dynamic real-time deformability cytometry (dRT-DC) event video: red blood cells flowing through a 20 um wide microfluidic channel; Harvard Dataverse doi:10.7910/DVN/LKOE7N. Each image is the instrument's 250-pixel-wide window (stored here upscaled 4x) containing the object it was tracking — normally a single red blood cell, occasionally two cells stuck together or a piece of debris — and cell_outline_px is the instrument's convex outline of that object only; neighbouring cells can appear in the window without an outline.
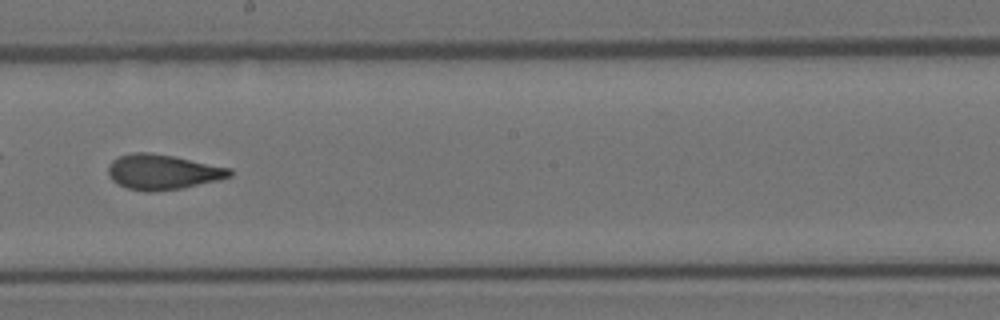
{"species": "Egyptian fruit bat (a non-hibernating species)", "species_latin": "Rousettus aegyptiacus", "temperature_condition": "room temperature", "stored_images_in_passage": 40, "camera_frame_rate_fps": 3000, "um_per_image_px": 0.085, "animal": {"sex": "female"}, "frame": {"image": 1, "passage_image": 23, "time_ms": 7.333, "image_size_px": [1000, 320], "cell_outline_px": [[232, 176], [220, 180], [180, 188], [156, 192], [144, 192], [128, 188], [116, 184], [108, 176], [108, 164], [112, 160], [120, 156], [136, 152], [148, 152], [172, 156], [232, 168]], "centroid_in_image_um": [13.81, 14.63], "position_along_channel_um": 234.4, "area_um2": 24.97}}
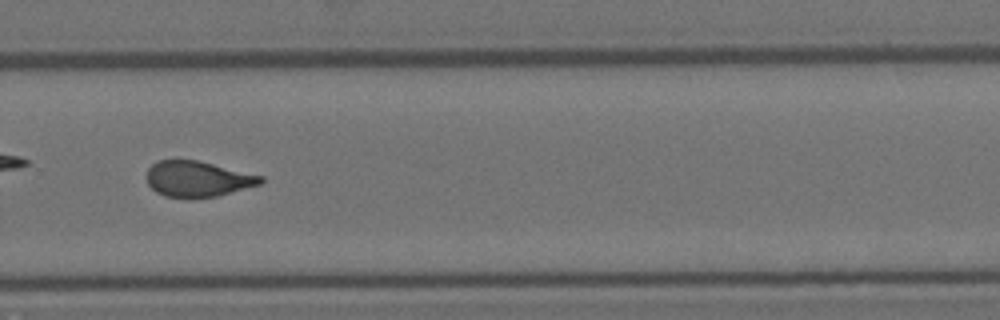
{"frame": {"image": 2, "passage_image": 28, "time_ms": 9.0, "image_size_px": [1000, 320], "cell_outline_px": [[264, 180], [260, 184], [216, 196], [192, 200], [188, 200], [164, 196], [156, 192], [148, 184], [148, 168], [152, 164], [160, 160], [196, 160], [264, 176]], "centroid_in_image_um": [16.79, 15.24], "position_along_channel_um": 313.0, "area_um2": 23.87}}